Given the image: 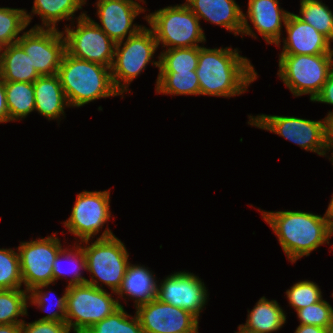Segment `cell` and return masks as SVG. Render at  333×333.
I'll list each match as a JSON object with an SVG mask.
<instances>
[{
  "mask_svg": "<svg viewBox=\"0 0 333 333\" xmlns=\"http://www.w3.org/2000/svg\"><path fill=\"white\" fill-rule=\"evenodd\" d=\"M77 244V246L74 245V249L72 248H63L57 255L54 263H53V284L56 280L62 279L63 277H66L65 275L71 274L72 278L69 279V283L67 286L70 285H77V284H84L87 282V279L83 276H81V269L87 268L86 266V258L83 251L82 246ZM74 252V253H73ZM69 261V265L71 264L72 267L70 268H62V261ZM64 261V262H65ZM63 262V263H64Z\"/></svg>",
  "mask_w": 333,
  "mask_h": 333,
  "instance_id": "cell-27",
  "label": "cell"
},
{
  "mask_svg": "<svg viewBox=\"0 0 333 333\" xmlns=\"http://www.w3.org/2000/svg\"><path fill=\"white\" fill-rule=\"evenodd\" d=\"M87 0H34V5L29 15L25 11L27 24L32 20V13L41 17L42 25L33 28L57 29L60 20H73L74 13L86 4ZM72 17V18H71Z\"/></svg>",
  "mask_w": 333,
  "mask_h": 333,
  "instance_id": "cell-24",
  "label": "cell"
},
{
  "mask_svg": "<svg viewBox=\"0 0 333 333\" xmlns=\"http://www.w3.org/2000/svg\"><path fill=\"white\" fill-rule=\"evenodd\" d=\"M29 292L25 289L0 290V324H21L19 316L28 315Z\"/></svg>",
  "mask_w": 333,
  "mask_h": 333,
  "instance_id": "cell-28",
  "label": "cell"
},
{
  "mask_svg": "<svg viewBox=\"0 0 333 333\" xmlns=\"http://www.w3.org/2000/svg\"><path fill=\"white\" fill-rule=\"evenodd\" d=\"M313 102H321L333 105V70L328 75V78L324 85L322 86L321 91L319 94L315 97ZM333 117V111H329L327 114V117H325L327 120Z\"/></svg>",
  "mask_w": 333,
  "mask_h": 333,
  "instance_id": "cell-38",
  "label": "cell"
},
{
  "mask_svg": "<svg viewBox=\"0 0 333 333\" xmlns=\"http://www.w3.org/2000/svg\"><path fill=\"white\" fill-rule=\"evenodd\" d=\"M301 20L314 27L319 33L333 41V13L322 1L300 2Z\"/></svg>",
  "mask_w": 333,
  "mask_h": 333,
  "instance_id": "cell-30",
  "label": "cell"
},
{
  "mask_svg": "<svg viewBox=\"0 0 333 333\" xmlns=\"http://www.w3.org/2000/svg\"><path fill=\"white\" fill-rule=\"evenodd\" d=\"M144 333H199V321L190 312L153 299L136 308Z\"/></svg>",
  "mask_w": 333,
  "mask_h": 333,
  "instance_id": "cell-15",
  "label": "cell"
},
{
  "mask_svg": "<svg viewBox=\"0 0 333 333\" xmlns=\"http://www.w3.org/2000/svg\"><path fill=\"white\" fill-rule=\"evenodd\" d=\"M5 92L9 122L22 120L32 111H35L33 83L5 82Z\"/></svg>",
  "mask_w": 333,
  "mask_h": 333,
  "instance_id": "cell-25",
  "label": "cell"
},
{
  "mask_svg": "<svg viewBox=\"0 0 333 333\" xmlns=\"http://www.w3.org/2000/svg\"><path fill=\"white\" fill-rule=\"evenodd\" d=\"M199 46L191 48L166 49L160 53L159 72H189L196 70Z\"/></svg>",
  "mask_w": 333,
  "mask_h": 333,
  "instance_id": "cell-29",
  "label": "cell"
},
{
  "mask_svg": "<svg viewBox=\"0 0 333 333\" xmlns=\"http://www.w3.org/2000/svg\"><path fill=\"white\" fill-rule=\"evenodd\" d=\"M110 217L109 190L83 191L77 195L64 226L71 234L79 237L80 241L90 240L99 233Z\"/></svg>",
  "mask_w": 333,
  "mask_h": 333,
  "instance_id": "cell-12",
  "label": "cell"
},
{
  "mask_svg": "<svg viewBox=\"0 0 333 333\" xmlns=\"http://www.w3.org/2000/svg\"><path fill=\"white\" fill-rule=\"evenodd\" d=\"M251 126H256L273 132L294 144L299 145L306 151L317 153L326 157V152L330 151L328 144V120L321 121L308 120L289 116H276L260 114L249 116Z\"/></svg>",
  "mask_w": 333,
  "mask_h": 333,
  "instance_id": "cell-9",
  "label": "cell"
},
{
  "mask_svg": "<svg viewBox=\"0 0 333 333\" xmlns=\"http://www.w3.org/2000/svg\"><path fill=\"white\" fill-rule=\"evenodd\" d=\"M185 4L201 20L242 35L243 12L235 0H186Z\"/></svg>",
  "mask_w": 333,
  "mask_h": 333,
  "instance_id": "cell-19",
  "label": "cell"
},
{
  "mask_svg": "<svg viewBox=\"0 0 333 333\" xmlns=\"http://www.w3.org/2000/svg\"><path fill=\"white\" fill-rule=\"evenodd\" d=\"M328 144L329 149H333V117L328 120ZM333 155V151L331 156Z\"/></svg>",
  "mask_w": 333,
  "mask_h": 333,
  "instance_id": "cell-42",
  "label": "cell"
},
{
  "mask_svg": "<svg viewBox=\"0 0 333 333\" xmlns=\"http://www.w3.org/2000/svg\"><path fill=\"white\" fill-rule=\"evenodd\" d=\"M290 12L279 7L278 0H248L247 14L243 13L242 36L257 38L247 18L268 44L280 46L282 22L286 23ZM247 15V16H246Z\"/></svg>",
  "mask_w": 333,
  "mask_h": 333,
  "instance_id": "cell-17",
  "label": "cell"
},
{
  "mask_svg": "<svg viewBox=\"0 0 333 333\" xmlns=\"http://www.w3.org/2000/svg\"><path fill=\"white\" fill-rule=\"evenodd\" d=\"M204 282L189 272H175L158 283L156 299L190 312L199 319L205 308L207 293Z\"/></svg>",
  "mask_w": 333,
  "mask_h": 333,
  "instance_id": "cell-14",
  "label": "cell"
},
{
  "mask_svg": "<svg viewBox=\"0 0 333 333\" xmlns=\"http://www.w3.org/2000/svg\"><path fill=\"white\" fill-rule=\"evenodd\" d=\"M284 25L288 36L282 39L283 50L279 55L333 54L331 41L297 14L290 12Z\"/></svg>",
  "mask_w": 333,
  "mask_h": 333,
  "instance_id": "cell-18",
  "label": "cell"
},
{
  "mask_svg": "<svg viewBox=\"0 0 333 333\" xmlns=\"http://www.w3.org/2000/svg\"><path fill=\"white\" fill-rule=\"evenodd\" d=\"M131 317V318H130ZM130 318V319H128ZM84 333H144L138 316H131L124 310V306L107 316L100 322L93 324Z\"/></svg>",
  "mask_w": 333,
  "mask_h": 333,
  "instance_id": "cell-31",
  "label": "cell"
},
{
  "mask_svg": "<svg viewBox=\"0 0 333 333\" xmlns=\"http://www.w3.org/2000/svg\"><path fill=\"white\" fill-rule=\"evenodd\" d=\"M125 40V42L123 40L116 43L111 67L113 85L121 95L129 92L128 85L145 70L150 62L159 68V60L152 61L158 43L150 28L143 27L137 34Z\"/></svg>",
  "mask_w": 333,
  "mask_h": 333,
  "instance_id": "cell-7",
  "label": "cell"
},
{
  "mask_svg": "<svg viewBox=\"0 0 333 333\" xmlns=\"http://www.w3.org/2000/svg\"><path fill=\"white\" fill-rule=\"evenodd\" d=\"M57 75L69 107H81L100 98L121 95L113 85L111 68L75 58L67 52Z\"/></svg>",
  "mask_w": 333,
  "mask_h": 333,
  "instance_id": "cell-3",
  "label": "cell"
},
{
  "mask_svg": "<svg viewBox=\"0 0 333 333\" xmlns=\"http://www.w3.org/2000/svg\"><path fill=\"white\" fill-rule=\"evenodd\" d=\"M9 122V112L6 104L5 82L0 76V123Z\"/></svg>",
  "mask_w": 333,
  "mask_h": 333,
  "instance_id": "cell-39",
  "label": "cell"
},
{
  "mask_svg": "<svg viewBox=\"0 0 333 333\" xmlns=\"http://www.w3.org/2000/svg\"><path fill=\"white\" fill-rule=\"evenodd\" d=\"M156 93L170 95H200L196 70L189 72H159Z\"/></svg>",
  "mask_w": 333,
  "mask_h": 333,
  "instance_id": "cell-26",
  "label": "cell"
},
{
  "mask_svg": "<svg viewBox=\"0 0 333 333\" xmlns=\"http://www.w3.org/2000/svg\"><path fill=\"white\" fill-rule=\"evenodd\" d=\"M49 284H43L39 285L38 287L33 288L29 291V301L31 303L36 305L39 309L48 311L46 308L47 302L49 301V292H43V288L48 287ZM65 293L62 295V297L57 299V302L55 303V306L58 310L56 311H48L49 314L42 317L41 321H55V322H65V316H66V302H67V286L64 291ZM51 294V293H50ZM49 303V302H48ZM53 304V303H52ZM48 306V305H47ZM52 308V306H51ZM50 308V309H51Z\"/></svg>",
  "mask_w": 333,
  "mask_h": 333,
  "instance_id": "cell-34",
  "label": "cell"
},
{
  "mask_svg": "<svg viewBox=\"0 0 333 333\" xmlns=\"http://www.w3.org/2000/svg\"><path fill=\"white\" fill-rule=\"evenodd\" d=\"M300 324L329 329L333 325V308L323 298L315 304L296 311Z\"/></svg>",
  "mask_w": 333,
  "mask_h": 333,
  "instance_id": "cell-36",
  "label": "cell"
},
{
  "mask_svg": "<svg viewBox=\"0 0 333 333\" xmlns=\"http://www.w3.org/2000/svg\"><path fill=\"white\" fill-rule=\"evenodd\" d=\"M137 0H98L96 2L100 27L115 43L137 34L143 27L133 24L134 19L146 10ZM128 35V37H126Z\"/></svg>",
  "mask_w": 333,
  "mask_h": 333,
  "instance_id": "cell-16",
  "label": "cell"
},
{
  "mask_svg": "<svg viewBox=\"0 0 333 333\" xmlns=\"http://www.w3.org/2000/svg\"><path fill=\"white\" fill-rule=\"evenodd\" d=\"M333 70V54L279 55L277 75L298 97L310 95L313 101Z\"/></svg>",
  "mask_w": 333,
  "mask_h": 333,
  "instance_id": "cell-8",
  "label": "cell"
},
{
  "mask_svg": "<svg viewBox=\"0 0 333 333\" xmlns=\"http://www.w3.org/2000/svg\"><path fill=\"white\" fill-rule=\"evenodd\" d=\"M326 215L328 216V218L330 219V223L333 227V195L331 197V201L329 203V206L326 210Z\"/></svg>",
  "mask_w": 333,
  "mask_h": 333,
  "instance_id": "cell-43",
  "label": "cell"
},
{
  "mask_svg": "<svg viewBox=\"0 0 333 333\" xmlns=\"http://www.w3.org/2000/svg\"><path fill=\"white\" fill-rule=\"evenodd\" d=\"M17 43L29 56L40 76L58 73L66 52L63 31L58 29L31 28L23 32Z\"/></svg>",
  "mask_w": 333,
  "mask_h": 333,
  "instance_id": "cell-13",
  "label": "cell"
},
{
  "mask_svg": "<svg viewBox=\"0 0 333 333\" xmlns=\"http://www.w3.org/2000/svg\"><path fill=\"white\" fill-rule=\"evenodd\" d=\"M22 333H70L66 322L35 320L31 323H21Z\"/></svg>",
  "mask_w": 333,
  "mask_h": 333,
  "instance_id": "cell-37",
  "label": "cell"
},
{
  "mask_svg": "<svg viewBox=\"0 0 333 333\" xmlns=\"http://www.w3.org/2000/svg\"><path fill=\"white\" fill-rule=\"evenodd\" d=\"M76 19V29L69 26L63 31L66 52L75 58L111 68L116 43L86 13Z\"/></svg>",
  "mask_w": 333,
  "mask_h": 333,
  "instance_id": "cell-10",
  "label": "cell"
},
{
  "mask_svg": "<svg viewBox=\"0 0 333 333\" xmlns=\"http://www.w3.org/2000/svg\"><path fill=\"white\" fill-rule=\"evenodd\" d=\"M329 159H330V160L332 159L331 162H332V164H333V155H332L331 158H329Z\"/></svg>",
  "mask_w": 333,
  "mask_h": 333,
  "instance_id": "cell-47",
  "label": "cell"
},
{
  "mask_svg": "<svg viewBox=\"0 0 333 333\" xmlns=\"http://www.w3.org/2000/svg\"><path fill=\"white\" fill-rule=\"evenodd\" d=\"M328 333H333V325L328 329Z\"/></svg>",
  "mask_w": 333,
  "mask_h": 333,
  "instance_id": "cell-45",
  "label": "cell"
},
{
  "mask_svg": "<svg viewBox=\"0 0 333 333\" xmlns=\"http://www.w3.org/2000/svg\"><path fill=\"white\" fill-rule=\"evenodd\" d=\"M196 75L200 95L228 98L246 92L258 74L237 48L209 49L203 45L199 46Z\"/></svg>",
  "mask_w": 333,
  "mask_h": 333,
  "instance_id": "cell-1",
  "label": "cell"
},
{
  "mask_svg": "<svg viewBox=\"0 0 333 333\" xmlns=\"http://www.w3.org/2000/svg\"><path fill=\"white\" fill-rule=\"evenodd\" d=\"M57 233L46 238L20 242L18 254L22 282L26 291L43 284H53V263L63 249Z\"/></svg>",
  "mask_w": 333,
  "mask_h": 333,
  "instance_id": "cell-11",
  "label": "cell"
},
{
  "mask_svg": "<svg viewBox=\"0 0 333 333\" xmlns=\"http://www.w3.org/2000/svg\"><path fill=\"white\" fill-rule=\"evenodd\" d=\"M158 281L147 267L129 264L116 295L135 300V308L156 298ZM135 298V299H134Z\"/></svg>",
  "mask_w": 333,
  "mask_h": 333,
  "instance_id": "cell-21",
  "label": "cell"
},
{
  "mask_svg": "<svg viewBox=\"0 0 333 333\" xmlns=\"http://www.w3.org/2000/svg\"><path fill=\"white\" fill-rule=\"evenodd\" d=\"M89 241L80 242L86 244L85 247L82 246L86 258V270L92 275L86 283L103 289V285H99L103 282L111 288L113 294H116L130 264L129 253L124 243L109 228H106L93 243L91 242V245Z\"/></svg>",
  "mask_w": 333,
  "mask_h": 333,
  "instance_id": "cell-4",
  "label": "cell"
},
{
  "mask_svg": "<svg viewBox=\"0 0 333 333\" xmlns=\"http://www.w3.org/2000/svg\"><path fill=\"white\" fill-rule=\"evenodd\" d=\"M0 76L4 82L29 83H34L40 77L18 43L0 49Z\"/></svg>",
  "mask_w": 333,
  "mask_h": 333,
  "instance_id": "cell-22",
  "label": "cell"
},
{
  "mask_svg": "<svg viewBox=\"0 0 333 333\" xmlns=\"http://www.w3.org/2000/svg\"><path fill=\"white\" fill-rule=\"evenodd\" d=\"M276 300L261 297L249 311L246 324L242 328L253 333H272L280 330L286 323V315Z\"/></svg>",
  "mask_w": 333,
  "mask_h": 333,
  "instance_id": "cell-23",
  "label": "cell"
},
{
  "mask_svg": "<svg viewBox=\"0 0 333 333\" xmlns=\"http://www.w3.org/2000/svg\"><path fill=\"white\" fill-rule=\"evenodd\" d=\"M262 218L272 228L291 263L303 256H309L320 245L329 244L333 227L326 215H316L303 211L262 210Z\"/></svg>",
  "mask_w": 333,
  "mask_h": 333,
  "instance_id": "cell-2",
  "label": "cell"
},
{
  "mask_svg": "<svg viewBox=\"0 0 333 333\" xmlns=\"http://www.w3.org/2000/svg\"><path fill=\"white\" fill-rule=\"evenodd\" d=\"M22 283L18 252L0 248V290L21 288Z\"/></svg>",
  "mask_w": 333,
  "mask_h": 333,
  "instance_id": "cell-33",
  "label": "cell"
},
{
  "mask_svg": "<svg viewBox=\"0 0 333 333\" xmlns=\"http://www.w3.org/2000/svg\"><path fill=\"white\" fill-rule=\"evenodd\" d=\"M305 1H319V0H300V2H305Z\"/></svg>",
  "mask_w": 333,
  "mask_h": 333,
  "instance_id": "cell-46",
  "label": "cell"
},
{
  "mask_svg": "<svg viewBox=\"0 0 333 333\" xmlns=\"http://www.w3.org/2000/svg\"><path fill=\"white\" fill-rule=\"evenodd\" d=\"M120 307L119 300L105 289L88 283L67 286L65 322L74 333H84Z\"/></svg>",
  "mask_w": 333,
  "mask_h": 333,
  "instance_id": "cell-6",
  "label": "cell"
},
{
  "mask_svg": "<svg viewBox=\"0 0 333 333\" xmlns=\"http://www.w3.org/2000/svg\"><path fill=\"white\" fill-rule=\"evenodd\" d=\"M35 111L48 120L59 119L69 107L64 90L57 74L40 76L33 83Z\"/></svg>",
  "mask_w": 333,
  "mask_h": 333,
  "instance_id": "cell-20",
  "label": "cell"
},
{
  "mask_svg": "<svg viewBox=\"0 0 333 333\" xmlns=\"http://www.w3.org/2000/svg\"><path fill=\"white\" fill-rule=\"evenodd\" d=\"M144 19L153 31L158 46L161 43L167 49L191 48L206 41L199 18L185 3L164 7Z\"/></svg>",
  "mask_w": 333,
  "mask_h": 333,
  "instance_id": "cell-5",
  "label": "cell"
},
{
  "mask_svg": "<svg viewBox=\"0 0 333 333\" xmlns=\"http://www.w3.org/2000/svg\"><path fill=\"white\" fill-rule=\"evenodd\" d=\"M294 333H328V329L315 325L299 324Z\"/></svg>",
  "mask_w": 333,
  "mask_h": 333,
  "instance_id": "cell-40",
  "label": "cell"
},
{
  "mask_svg": "<svg viewBox=\"0 0 333 333\" xmlns=\"http://www.w3.org/2000/svg\"><path fill=\"white\" fill-rule=\"evenodd\" d=\"M0 333H22L21 324H0Z\"/></svg>",
  "mask_w": 333,
  "mask_h": 333,
  "instance_id": "cell-41",
  "label": "cell"
},
{
  "mask_svg": "<svg viewBox=\"0 0 333 333\" xmlns=\"http://www.w3.org/2000/svg\"><path fill=\"white\" fill-rule=\"evenodd\" d=\"M322 292L319 286L309 280L299 281L286 290L290 306L296 311L320 301Z\"/></svg>",
  "mask_w": 333,
  "mask_h": 333,
  "instance_id": "cell-35",
  "label": "cell"
},
{
  "mask_svg": "<svg viewBox=\"0 0 333 333\" xmlns=\"http://www.w3.org/2000/svg\"><path fill=\"white\" fill-rule=\"evenodd\" d=\"M25 9L0 7V48L17 43L27 28Z\"/></svg>",
  "mask_w": 333,
  "mask_h": 333,
  "instance_id": "cell-32",
  "label": "cell"
},
{
  "mask_svg": "<svg viewBox=\"0 0 333 333\" xmlns=\"http://www.w3.org/2000/svg\"><path fill=\"white\" fill-rule=\"evenodd\" d=\"M238 332H235V333H253V332H249L247 330H245L244 328H242L241 326L238 327Z\"/></svg>",
  "mask_w": 333,
  "mask_h": 333,
  "instance_id": "cell-44",
  "label": "cell"
}]
</instances>
